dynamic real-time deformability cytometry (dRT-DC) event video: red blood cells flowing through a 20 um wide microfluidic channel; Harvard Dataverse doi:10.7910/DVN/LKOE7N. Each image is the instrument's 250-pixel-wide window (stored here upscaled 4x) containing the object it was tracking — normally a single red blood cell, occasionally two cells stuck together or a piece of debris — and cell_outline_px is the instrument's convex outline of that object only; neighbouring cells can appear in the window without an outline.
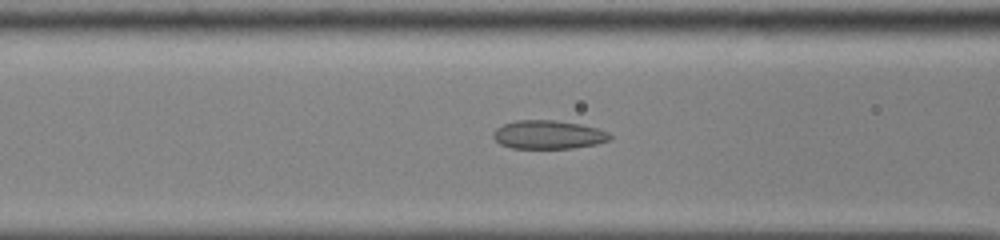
{"species": "common noctule bat (a hibernating species)", "species_latin": "Nyctalus noctula", "temperature_condition": "cold", "stored_images_in_passage": 54, "camera_frame_rate_fps": 3000, "um_per_image_px": 0.085, "animal": {"sex": "male", "body_mass_g": 13.0, "forearm_length_mm": 53.1}, "frame": {"image": 1, "passage_image": 24, "time_ms": 7.667, "image_size_px": [1000, 240], "cell_outline_px": [[612, 140], [596, 144], [572, 148], [512, 148], [500, 144], [492, 136], [492, 132], [496, 128], [504, 124], [516, 120], [556, 120], [580, 124], [596, 128], [608, 132], [612, 136]], "centroid_in_image_um": [46.61, 11.44], "position_along_channel_um": 120.0, "area_um2": 19.48}}
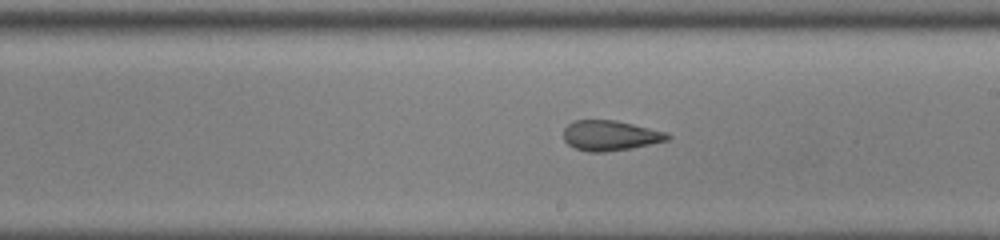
{"frame": {"image": 2, "passage_image": 33, "time_ms": 10.667, "image_size_px": [1000, 240], "cell_outline_px": [[672, 136], [668, 140], [632, 148], [604, 152], [588, 152], [576, 148], [568, 144], [564, 140], [564, 128], [568, 124], [576, 120], [616, 120], [668, 132]], "centroid_in_image_um": [51.89, 11.52], "position_along_channel_um": 237.1, "area_um2": 18.32}}
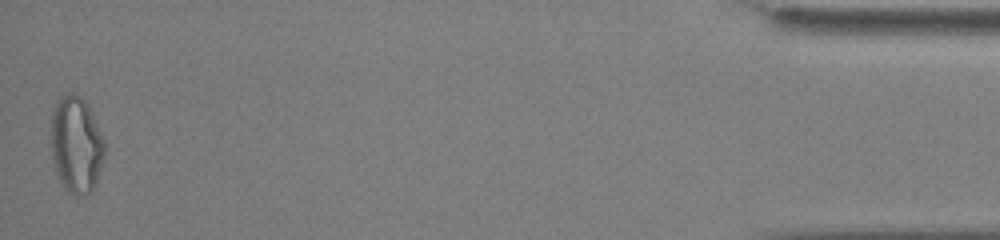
{"frame": {"image": 3, "passage_image": 54, "time_ms": 17.667, "image_size_px": [1000, 240], "cell_outline_px": [[104, 156], [96, 180], [92, 188], [88, 192], [76, 196], [68, 192], [64, 188], [56, 172], [52, 160], [52, 112], [56, 100], [64, 92], [72, 92], [80, 96], [84, 100], [104, 140]], "centroid_in_image_um": [6.44, 12.26], "position_along_channel_um": 428.8, "area_um2": 29.71}, "authors_computed_cell_mechanics": {"area_um2": 22.1663, "velocity_mm_per_s": 3.904, "shape_relaxation_time_tau1_ms": null, "shape_relaxation_time_tau2_ms": 1.8112, "deformation_change_tau1": null, "deformation_change_tau2": 0.0992}}